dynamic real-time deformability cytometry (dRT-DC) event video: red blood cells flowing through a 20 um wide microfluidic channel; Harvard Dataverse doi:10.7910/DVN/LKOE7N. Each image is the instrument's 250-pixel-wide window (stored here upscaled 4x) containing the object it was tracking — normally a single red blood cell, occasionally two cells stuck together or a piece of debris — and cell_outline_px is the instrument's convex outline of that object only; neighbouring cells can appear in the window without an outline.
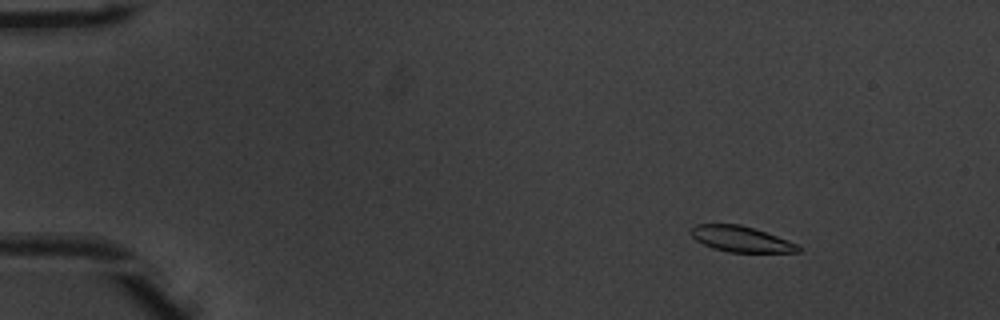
{"species": "common noctule bat (a hibernating species)", "species_latin": "Nyctalus noctula", "temperature_condition": "warm", "stored_images_in_passage": 54, "camera_frame_rate_fps": 3000, "um_per_image_px": 0.085, "animal": {"sex": "male", "body_mass_g": 20.1, "forearm_length_mm": 53.5}, "frame": {"image": 1, "passage_image": 8, "time_ms": 2.333, "image_size_px": [1000, 320], "cell_outline_px": [[800, 252], [728, 252], [712, 248], [696, 240], [688, 232], [696, 224], [740, 224], [788, 240], [796, 244], [800, 248]], "centroid_in_image_um": [62.94, 20.32], "position_along_channel_um": 22.1, "area_um2": 15.9}}
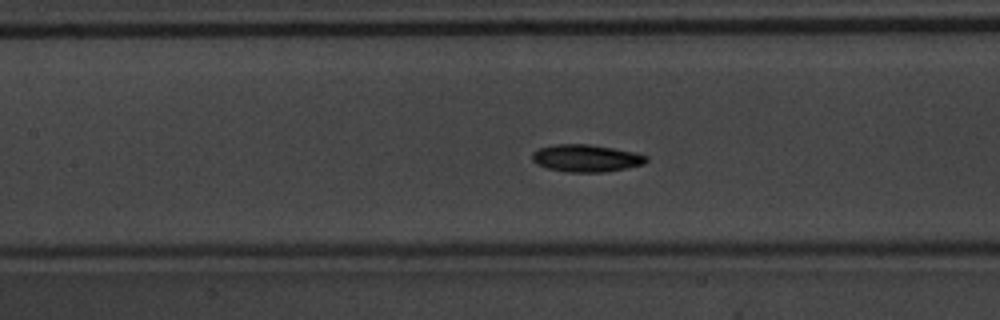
{"frame": {"image": 2, "passage_image": 26, "time_ms": 8.333, "image_size_px": [1000, 320], "cell_outline_px": [[648, 160], [644, 164], [628, 168], [604, 172], [564, 172], [548, 168], [536, 164], [532, 160], [532, 152], [540, 148], [556, 144], [588, 144], [612, 148], [632, 152], [648, 156]], "centroid_in_image_um": [49.81, 13.45], "position_along_channel_um": 157.6, "area_um2": 18.15}}
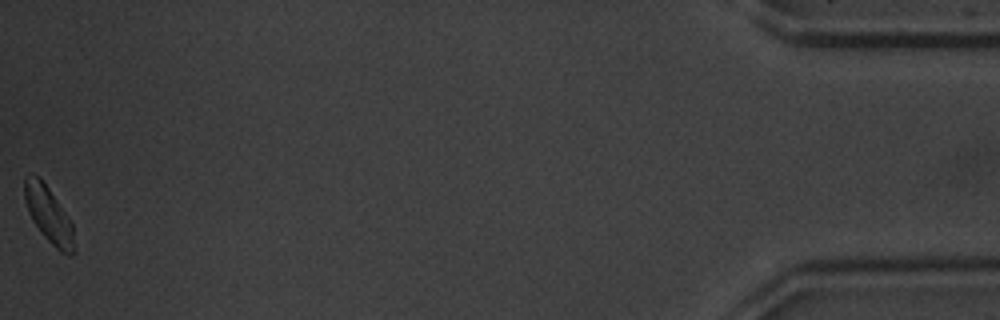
{"frame": {"image": 3, "passage_image": 54, "time_ms": 17.667, "image_size_px": [1000, 320], "cell_outline_px": [[76, 252], [72, 256], [68, 256], [60, 252], [44, 236], [32, 220], [28, 212], [24, 200], [24, 176], [28, 172], [32, 172], [40, 176], [72, 224]], "centroid_in_image_um": [4.11, 18.24], "position_along_channel_um": 431.1, "area_um2": 16.42}, "authors_computed_cell_mechanics": {"area_um2": 17.1666, "velocity_mm_per_s": 3.8897, "shape_relaxation_time_tau1_ms": 1.8367, "shape_relaxation_time_tau2_ms": null, "deformation_change_tau1": 0.0966, "deformation_change_tau2": null}}